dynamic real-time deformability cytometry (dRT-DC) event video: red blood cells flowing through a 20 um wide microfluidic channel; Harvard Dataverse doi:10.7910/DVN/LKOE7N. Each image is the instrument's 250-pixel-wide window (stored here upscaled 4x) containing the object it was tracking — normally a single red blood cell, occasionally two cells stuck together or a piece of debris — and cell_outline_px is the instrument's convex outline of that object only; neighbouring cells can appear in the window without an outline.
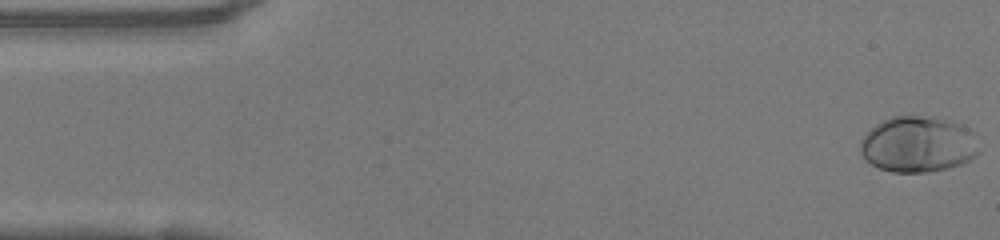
{"species": "human", "species_latin": "Homo sapiens", "temperature_condition": "warm", "stored_images_in_passage": 49, "camera_frame_rate_fps": 3000, "um_per_image_px": 0.085, "donor": {"sex": "female"}, "frame": {"image": 1, "passage_image": 1, "time_ms": 0.0, "image_size_px": [1000, 240], "cell_outline_px": [[980, 152], [976, 156], [960, 164], [948, 168], [924, 172], [892, 172], [880, 168], [872, 164], [860, 152], [860, 140], [876, 124], [892, 116], [936, 116], [952, 120], [964, 128]], "centroid_in_image_um": [77.98, 12.26], "position_along_channel_um": 7.0, "area_um2": 38.03}}
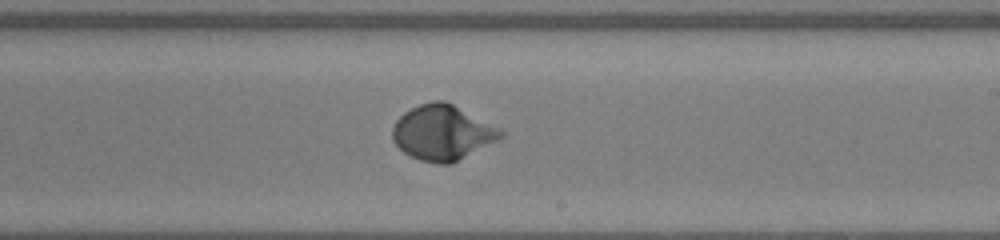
{"frame": {"image": 2, "passage_image": 28, "time_ms": 9.0, "image_size_px": [1000, 240], "cell_outline_px": [[504, 136], [500, 140], [452, 164], [436, 164], [420, 160], [404, 152], [392, 140], [392, 128], [396, 120], [404, 112], [420, 104], [432, 100], [444, 100], [500, 128], [504, 132]], "centroid_in_image_um": [37.63, 11.29], "position_along_channel_um": 251.4, "area_um2": 34.91}}
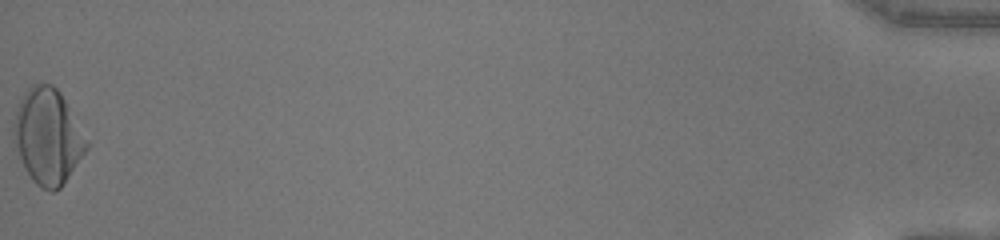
{"frame": {"image": 3, "passage_image": 49, "time_ms": 16.0, "image_size_px": [1000, 240], "cell_outline_px": [[88, 148], [64, 184], [60, 188], [52, 192], [40, 188], [32, 180], [24, 168], [20, 160], [16, 144], [12, 124], [20, 100], [24, 92], [32, 84], [52, 84], [60, 92], [88, 140]], "centroid_in_image_um": [4.06, 11.62], "position_along_channel_um": 431.1, "area_um2": 40.29}, "authors_computed_cell_mechanics": {"area_um2": 33.7552, "velocity_mm_per_s": 4.1479, "shape_relaxation_time_tau1_ms": 2.5578, "shape_relaxation_time_tau2_ms": null, "deformation_change_tau1": 0.1829, "deformation_change_tau2": null}}